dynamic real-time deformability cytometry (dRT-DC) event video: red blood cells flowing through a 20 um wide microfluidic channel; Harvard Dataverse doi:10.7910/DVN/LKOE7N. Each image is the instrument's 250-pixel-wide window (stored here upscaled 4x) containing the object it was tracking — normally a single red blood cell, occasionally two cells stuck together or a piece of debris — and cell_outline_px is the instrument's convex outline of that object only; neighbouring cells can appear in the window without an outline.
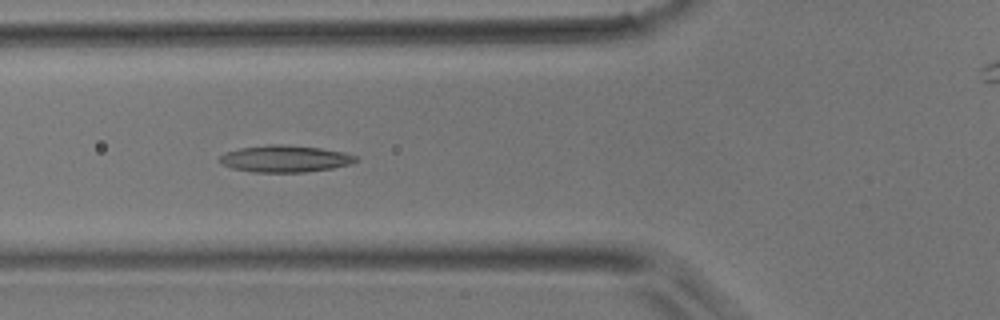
{"species": "common noctule bat (a hibernating species)", "species_latin": "Nyctalus noctula", "temperature_condition": "room temperature", "stored_images_in_passage": 47, "camera_frame_rate_fps": 3000, "um_per_image_px": 0.085, "animal": {"sex": "male", "body_mass_g": 17.9}, "frame": {"image": 1, "passage_image": 17, "time_ms": 5.333, "image_size_px": [1000, 320], "cell_outline_px": [[360, 160], [352, 164], [332, 168], [304, 172], [252, 172], [232, 168], [224, 164], [220, 160], [220, 156], [224, 152], [240, 148], [272, 144], [280, 144], [320, 148], [344, 152], [356, 156]], "centroid_in_image_um": [24.26, 13.49], "position_along_channel_um": 101.5, "area_um2": 21.21}}
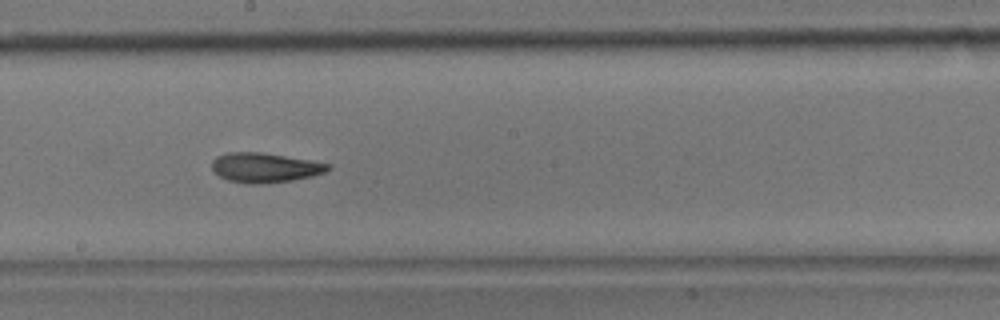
{"frame": {"image": 2, "passage_image": 26, "time_ms": 8.333, "image_size_px": [1000, 320], "cell_outline_px": [[332, 168], [324, 172], [312, 176], [292, 180], [260, 184], [248, 184], [228, 180], [212, 172], [212, 160], [216, 156], [224, 152], [260, 152], [332, 164]], "centroid_in_image_um": [22.47, 14.24], "position_along_channel_um": 225.7, "area_um2": 20.11}}
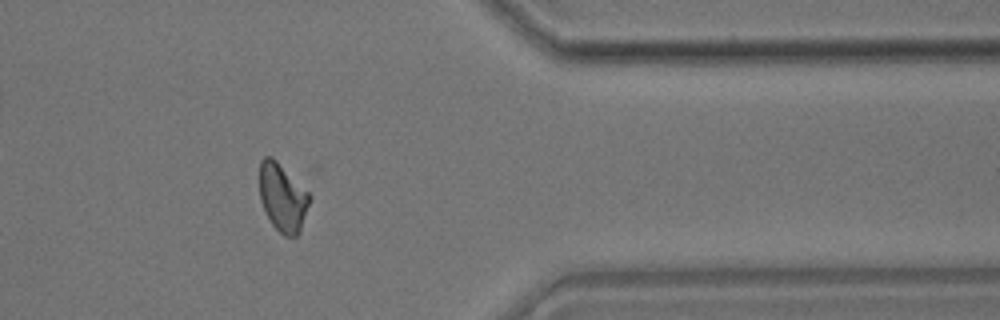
{"frame": {"image": 3, "passage_image": 39, "time_ms": 12.667, "image_size_px": [1000, 320], "cell_outline_px": [[312, 196], [300, 232], [296, 236], [284, 236], [272, 224], [260, 200], [260, 160], [264, 156], [272, 156]], "centroid_in_image_um": [24.03, 16.78], "position_along_channel_um": 387.4, "area_um2": 19.65}}